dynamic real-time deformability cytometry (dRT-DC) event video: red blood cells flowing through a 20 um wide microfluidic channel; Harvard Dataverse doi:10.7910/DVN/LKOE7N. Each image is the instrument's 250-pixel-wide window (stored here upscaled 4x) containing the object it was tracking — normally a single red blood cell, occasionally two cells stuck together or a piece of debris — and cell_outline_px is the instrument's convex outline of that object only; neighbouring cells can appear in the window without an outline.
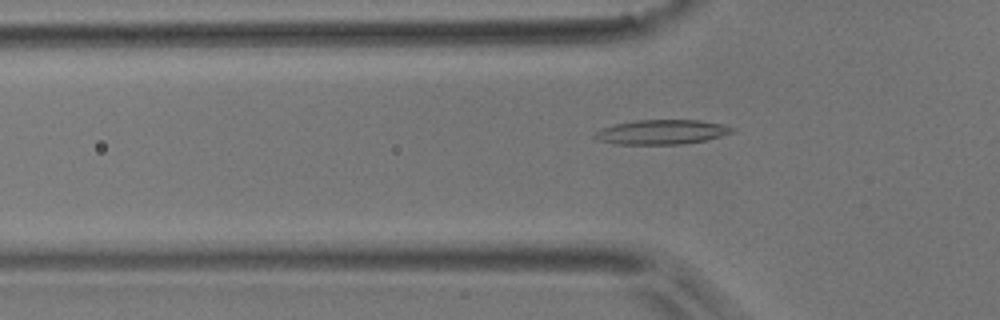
{"species": "common noctule bat (a hibernating species)", "species_latin": "Nyctalus noctula", "temperature_condition": "room temperature", "stored_images_in_passage": 36, "camera_frame_rate_fps": 3000, "um_per_image_px": 0.085, "animal": {"sex": "male", "body_mass_g": 17.9}, "frame": {"image": 1, "passage_image": 2, "time_ms": 0.333, "image_size_px": [1000, 320], "cell_outline_px": [[736, 132], [704, 140], [680, 144], [616, 144], [600, 140], [592, 136], [600, 128], [616, 124], [636, 120], [700, 120], [724, 124], [736, 128]], "centroid_in_image_um": [56.28, 11.21], "position_along_channel_um": 69.5, "area_um2": 19.65}}
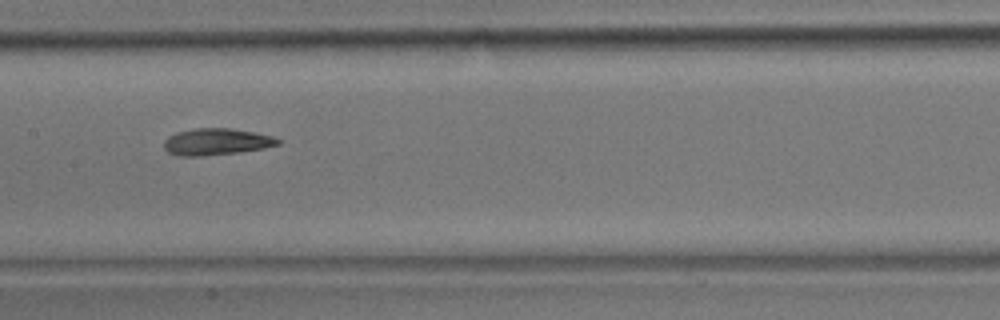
{"frame": {"image": 2, "passage_image": 11, "time_ms": 3.333, "image_size_px": [1000, 320], "cell_outline_px": [[280, 144], [264, 148], [236, 152], [200, 156], [180, 156], [168, 152], [164, 148], [164, 140], [168, 136], [176, 132], [196, 128], [228, 128], [256, 132], [272, 136], [280, 140]], "centroid_in_image_um": [18.37, 12.04], "position_along_channel_um": 189.0, "area_um2": 17.63}}
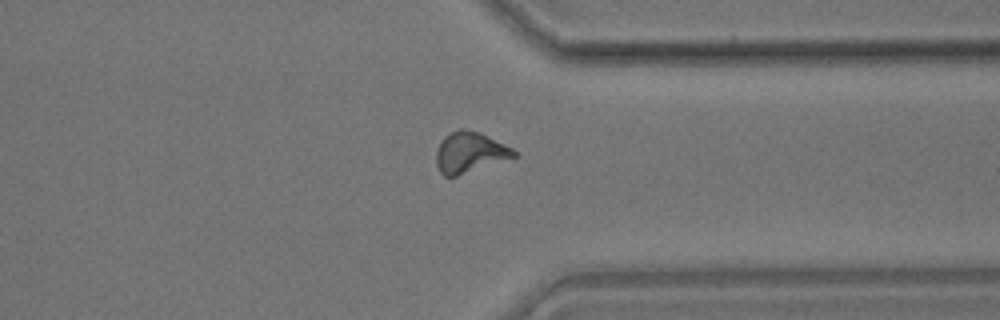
{"frame": {"image": 3, "passage_image": 25, "time_ms": 8.0, "image_size_px": [1000, 320], "cell_outline_px": [[516, 156], [456, 176], [444, 176], [440, 172], [436, 164], [436, 152], [444, 136], [460, 128], [464, 128], [480, 132], [512, 148], [516, 152]], "centroid_in_image_um": [39.9, 12.94], "position_along_channel_um": 371.5, "area_um2": 18.09}, "authors_computed_cell_mechanics": {"area_um2": 17.34, "velocity_mm_per_s": 3.9607, "shape_relaxation_time_tau1_ms": 6.5763, "shape_relaxation_time_tau2_ms": 3.8639, "deformation_change_tau1": 0.2279, "deformation_change_tau2": 0.1302}}